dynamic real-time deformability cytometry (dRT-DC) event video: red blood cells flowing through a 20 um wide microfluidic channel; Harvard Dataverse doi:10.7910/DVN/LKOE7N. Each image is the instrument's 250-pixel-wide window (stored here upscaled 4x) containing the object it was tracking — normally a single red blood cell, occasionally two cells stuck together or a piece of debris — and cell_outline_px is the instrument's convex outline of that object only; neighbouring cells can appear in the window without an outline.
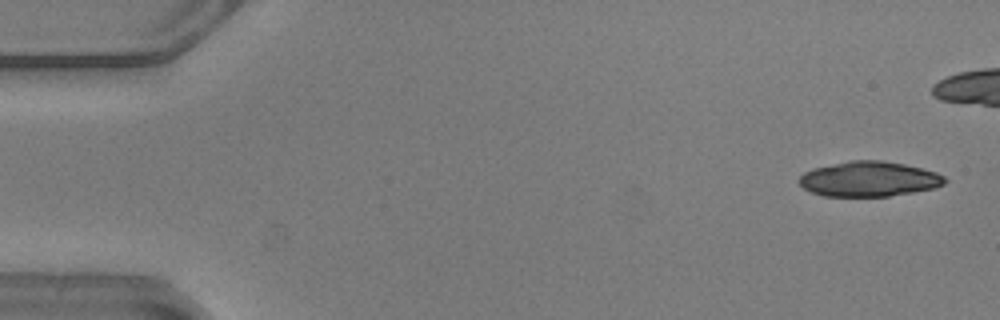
{"species": "common noctule bat (a hibernating species)", "species_latin": "Nyctalus noctula", "temperature_condition": "warm", "stored_images_in_passage": 15, "camera_frame_rate_fps": 3000, "um_per_image_px": 0.085, "animal": {"sex": "male", "body_mass_g": 20.5, "forearm_length_mm": 52.5}, "frame": {"image": 1, "passage_image": 1, "time_ms": 0.0, "image_size_px": [1000, 320], "cell_outline_px": [[948, 180], [944, 184], [936, 188], [888, 196], [824, 196], [812, 192], [804, 188], [796, 180], [804, 172], [812, 168], [848, 160], [880, 160], [904, 164], [936, 172], [944, 176]], "centroid_in_image_um": [73.85, 15.21], "position_along_channel_um": 11.2, "area_um2": 29.88}}